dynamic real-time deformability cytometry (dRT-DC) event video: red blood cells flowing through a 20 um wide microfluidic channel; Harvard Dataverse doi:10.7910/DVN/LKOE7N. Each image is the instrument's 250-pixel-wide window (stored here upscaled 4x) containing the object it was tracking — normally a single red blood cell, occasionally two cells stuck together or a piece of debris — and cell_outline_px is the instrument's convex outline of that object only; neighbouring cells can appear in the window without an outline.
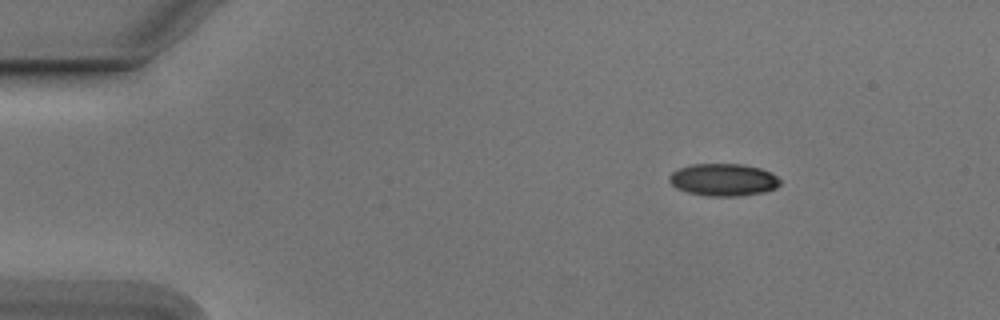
{"species": "Egyptian fruit bat (a non-hibernating species)", "species_latin": "Rousettus aegyptiacus", "temperature_condition": "cold", "stored_images_in_passage": 42, "camera_frame_rate_fps": 3000, "um_per_image_px": 0.085, "animal": {"sex": "male"}, "frame": {"image": 1, "passage_image": 1, "time_ms": 0.0, "image_size_px": [1000, 320], "cell_outline_px": [[780, 184], [776, 188], [764, 192], [736, 196], [708, 196], [688, 192], [676, 188], [668, 180], [668, 176], [672, 172], [680, 168], [692, 164], [744, 164], [760, 168], [776, 176], [780, 180]], "centroid_in_image_um": [61.47, 15.28], "position_along_channel_um": 23.5, "area_um2": 20.81}}
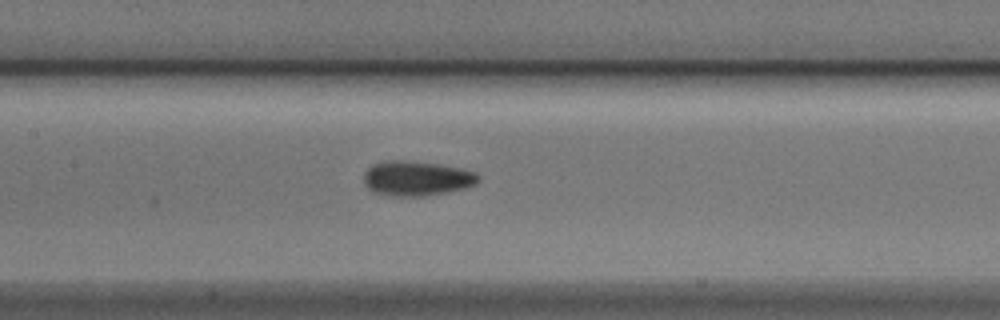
{"frame": {"image": 2, "passage_image": 19, "time_ms": 6.0, "image_size_px": [1000, 320], "cell_outline_px": [[480, 180], [476, 184], [464, 188], [448, 192], [428, 196], [392, 196], [372, 192], [364, 184], [364, 172], [372, 164], [384, 160], [404, 160], [440, 164], [464, 168], [476, 172], [480, 176]], "centroid_in_image_um": [35.43, 15.16], "position_along_channel_um": 172.0, "area_um2": 23.7}}
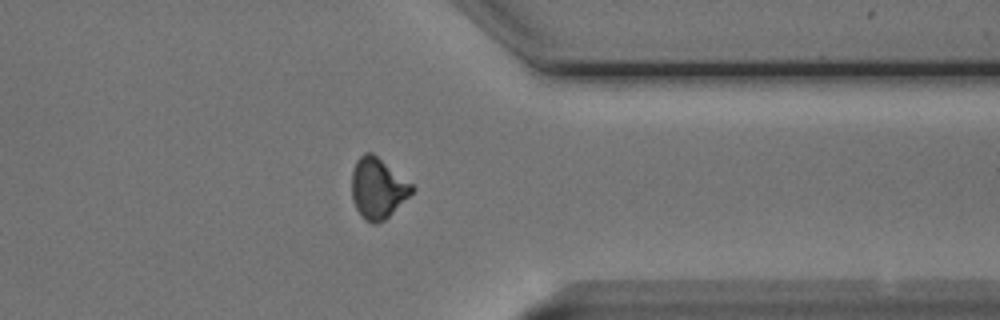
{"frame": {"image": 3, "passage_image": 36, "time_ms": 11.667, "image_size_px": [1000, 320], "cell_outline_px": [[416, 188], [384, 220], [376, 224], [372, 224], [364, 220], [356, 208], [352, 200], [352, 172], [356, 160], [364, 152], [372, 152], [412, 184]], "centroid_in_image_um": [32.08, 16.0], "position_along_channel_um": 379.3, "area_um2": 21.04}, "authors_computed_cell_mechanics": {"area_um2": 21.5016, "velocity_mm_per_s": 3.7791, "shape_relaxation_time_tau1_ms": 4.3069, "shape_relaxation_time_tau2_ms": 2.3248, "deformation_change_tau1": 0.1062, "deformation_change_tau2": 0.0656}}